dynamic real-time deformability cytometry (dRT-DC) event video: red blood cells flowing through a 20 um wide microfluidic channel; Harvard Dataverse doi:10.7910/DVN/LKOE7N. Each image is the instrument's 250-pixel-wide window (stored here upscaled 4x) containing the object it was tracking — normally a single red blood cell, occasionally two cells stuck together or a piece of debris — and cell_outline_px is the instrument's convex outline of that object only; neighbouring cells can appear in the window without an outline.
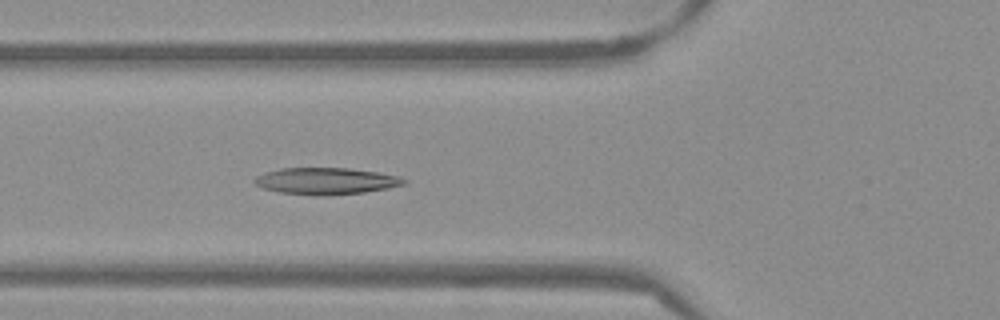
{"species": "Egyptian fruit bat (a non-hibernating species)", "species_latin": "Rousettus aegyptiacus", "temperature_condition": "warm", "stored_images_in_passage": 53, "camera_frame_rate_fps": 3000, "um_per_image_px": 0.085, "frame": {"image": 1, "passage_image": 19, "time_ms": 6.0, "image_size_px": [1000, 320], "cell_outline_px": [[408, 180], [404, 184], [388, 188], [364, 192], [324, 196], [320, 196], [280, 192], [264, 188], [256, 184], [252, 180], [256, 176], [264, 172], [280, 168], [348, 168], [376, 172], [400, 176]], "centroid_in_image_um": [27.7, 15.38], "position_along_channel_um": 98.1, "area_um2": 23.24}}
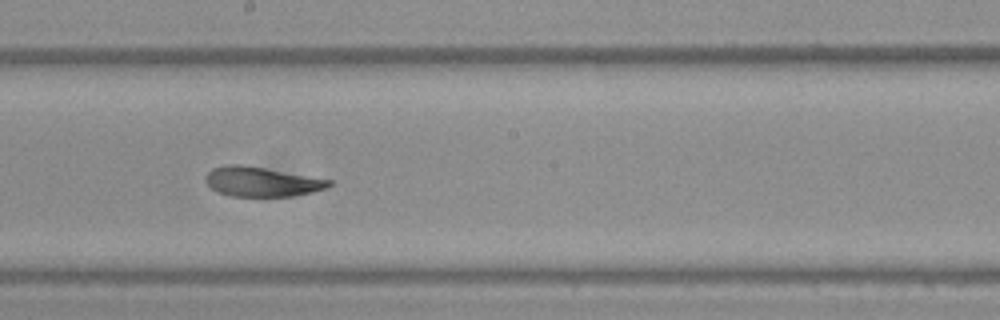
{"frame": {"image": 2, "passage_image": 29, "time_ms": 9.333, "image_size_px": [1000, 320], "cell_outline_px": [[332, 184], [324, 188], [312, 192], [292, 196], [232, 196], [216, 192], [204, 180], [204, 176], [212, 168], [228, 164], [240, 164], [264, 168], [332, 180]], "centroid_in_image_um": [22.19, 15.44], "position_along_channel_um": 226.0, "area_um2": 21.15}}
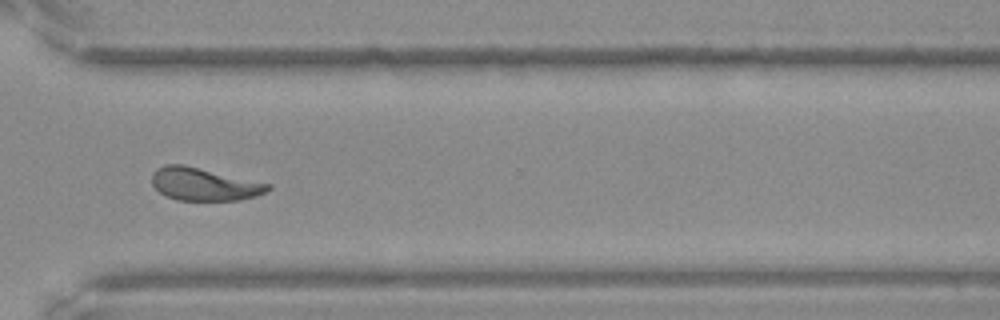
{"frame": {"image": 3, "passage_image": 39, "time_ms": 12.667, "image_size_px": [1000, 320], "cell_outline_px": [[272, 188], [256, 196], [240, 200], [176, 200], [164, 196], [152, 184], [152, 172], [156, 168], [164, 164], [184, 164], [272, 184]], "centroid_in_image_um": [17.33, 15.65], "position_along_channel_um": 353.3, "area_um2": 22.37}, "authors_computed_cell_mechanics": {"area_um2": 22.7732, "velocity_mm_per_s": 3.8245, "shape_relaxation_time_tau1_ms": 7.5972, "shape_relaxation_time_tau2_ms": 2.2109, "deformation_change_tau1": 0.2536, "deformation_change_tau2": 0.1003}}